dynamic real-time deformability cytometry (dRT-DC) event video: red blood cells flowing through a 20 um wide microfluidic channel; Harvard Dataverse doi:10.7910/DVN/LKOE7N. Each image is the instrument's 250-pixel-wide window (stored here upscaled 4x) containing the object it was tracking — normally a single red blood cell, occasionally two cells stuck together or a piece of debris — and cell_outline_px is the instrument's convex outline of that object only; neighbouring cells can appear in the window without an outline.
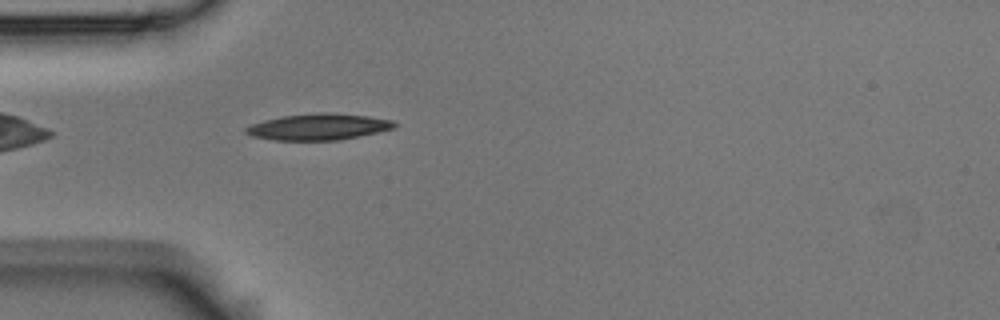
{"species": "Egyptian fruit bat (a non-hibernating species)", "species_latin": "Rousettus aegyptiacus", "temperature_condition": "room temperature", "stored_images_in_passage": 4, "camera_frame_rate_fps": 3000, "um_per_image_px": 0.085, "animal": {"sex": "male"}, "frame": {"image": 1, "passage_image": 4, "time_ms": 1.0, "image_size_px": [1000, 320], "cell_outline_px": [[396, 128], [340, 140], [272, 140], [252, 136], [244, 132], [244, 128], [252, 124], [264, 120], [284, 116], [316, 112], [324, 112], [368, 116], [392, 120], [396, 124]], "centroid_in_image_um": [27.06, 10.78], "position_along_channel_um": 57.9, "area_um2": 22.72}}